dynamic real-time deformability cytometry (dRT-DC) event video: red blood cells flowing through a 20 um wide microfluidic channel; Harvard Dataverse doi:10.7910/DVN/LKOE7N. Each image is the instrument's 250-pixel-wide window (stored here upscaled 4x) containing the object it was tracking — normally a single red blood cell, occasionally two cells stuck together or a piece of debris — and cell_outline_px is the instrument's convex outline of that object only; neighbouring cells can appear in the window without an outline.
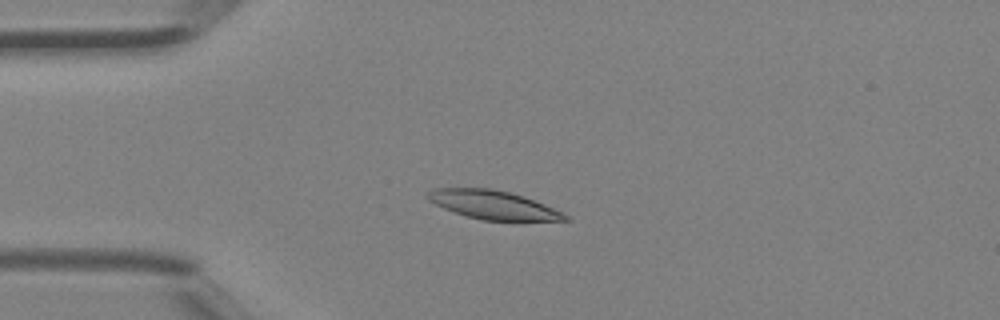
{"species": "Egyptian fruit bat (a non-hibernating species)", "species_latin": "Rousettus aegyptiacus", "temperature_condition": "room temperature", "stored_images_in_passage": 3, "camera_frame_rate_fps": 3000, "um_per_image_px": 0.085, "animal": {"sex": "female"}, "frame": {"image": 1, "passage_image": 3, "time_ms": 0.667, "image_size_px": [1000, 320], "cell_outline_px": [[572, 220], [516, 224], [480, 220], [444, 208], [428, 200], [424, 196], [432, 188], [492, 188], [512, 192], [524, 196], [564, 212]], "centroid_in_image_um": [42.06, 17.47], "position_along_channel_um": 42.9, "area_um2": 24.22}}